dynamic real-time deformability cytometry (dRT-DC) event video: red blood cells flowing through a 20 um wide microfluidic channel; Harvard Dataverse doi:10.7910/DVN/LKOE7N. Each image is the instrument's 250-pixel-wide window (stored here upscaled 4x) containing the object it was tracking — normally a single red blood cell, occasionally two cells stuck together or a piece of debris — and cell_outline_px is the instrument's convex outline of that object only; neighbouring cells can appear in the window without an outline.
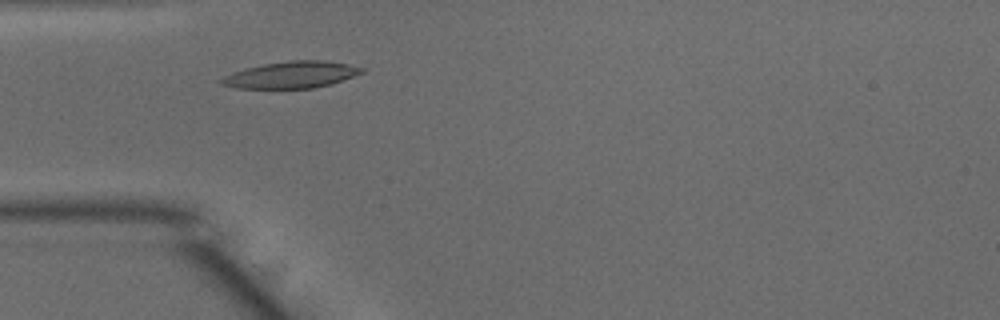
{"species": "common noctule bat (a hibernating species)", "species_latin": "Nyctalus noctula", "temperature_condition": "warm", "stored_images_in_passage": 42, "camera_frame_rate_fps": 3000, "um_per_image_px": 0.085, "animal": {"sex": "male", "body_mass_g": 15.6}, "frame": {"image": 1, "passage_image": 7, "time_ms": 2.0, "image_size_px": [1000, 320], "cell_outline_px": [[368, 68], [364, 72], [328, 84], [312, 88], [236, 88], [224, 84], [220, 80], [224, 76], [248, 68], [264, 64], [288, 60], [324, 60], [348, 64]], "centroid_in_image_um": [24.82, 6.34], "position_along_channel_um": 60.2, "area_um2": 21.39}}
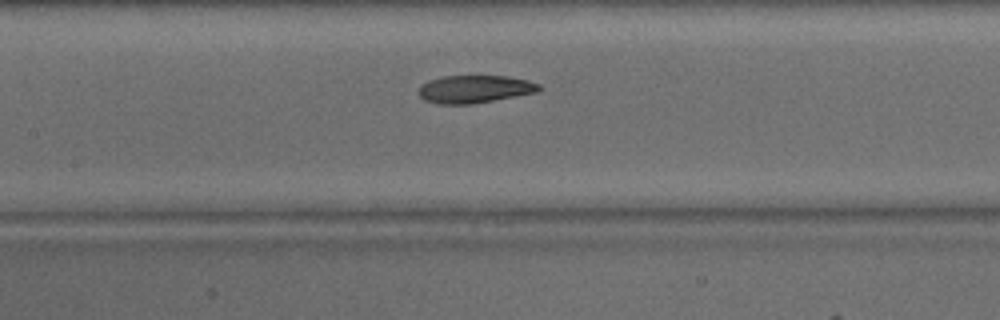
{"frame": {"image": 2, "passage_image": 15, "time_ms": 4.667, "image_size_px": [1000, 320], "cell_outline_px": [[544, 88], [540, 92], [472, 104], [436, 104], [424, 100], [420, 96], [420, 84], [428, 80], [444, 76], [508, 76], [528, 80], [540, 84]], "centroid_in_image_um": [40.4, 7.57], "position_along_channel_um": 167.0, "area_um2": 19.71}}
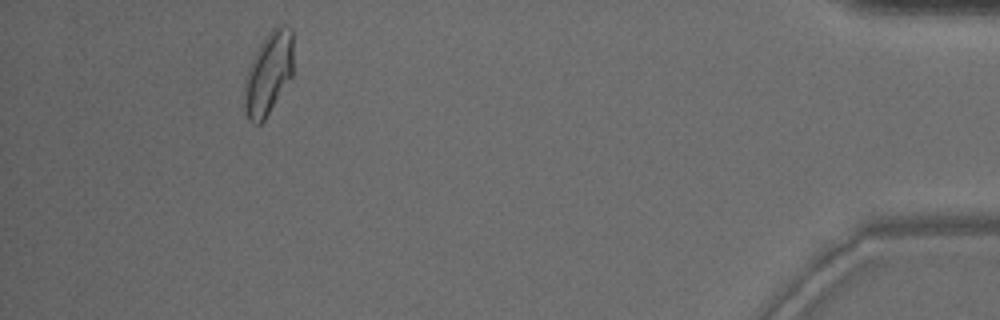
{"frame": {"image": 3, "passage_image": 38, "time_ms": 12.333, "image_size_px": [1000, 320], "cell_outline_px": [[292, 76], [264, 120], [260, 124], [252, 124], [248, 120], [244, 112], [244, 84], [248, 68], [260, 44], [268, 32], [276, 24], [284, 24], [292, 28]], "centroid_in_image_um": [22.81, 6.23], "position_along_channel_um": 412.4, "area_um2": 23.64}, "authors_computed_cell_mechanics": {"area_um2": 20.808, "velocity_mm_per_s": 4.0371, "shape_relaxation_time_tau1_ms": 5.9044, "shape_relaxation_time_tau2_ms": 2.7464, "deformation_change_tau1": 0.1633, "deformation_change_tau2": 0.092}}